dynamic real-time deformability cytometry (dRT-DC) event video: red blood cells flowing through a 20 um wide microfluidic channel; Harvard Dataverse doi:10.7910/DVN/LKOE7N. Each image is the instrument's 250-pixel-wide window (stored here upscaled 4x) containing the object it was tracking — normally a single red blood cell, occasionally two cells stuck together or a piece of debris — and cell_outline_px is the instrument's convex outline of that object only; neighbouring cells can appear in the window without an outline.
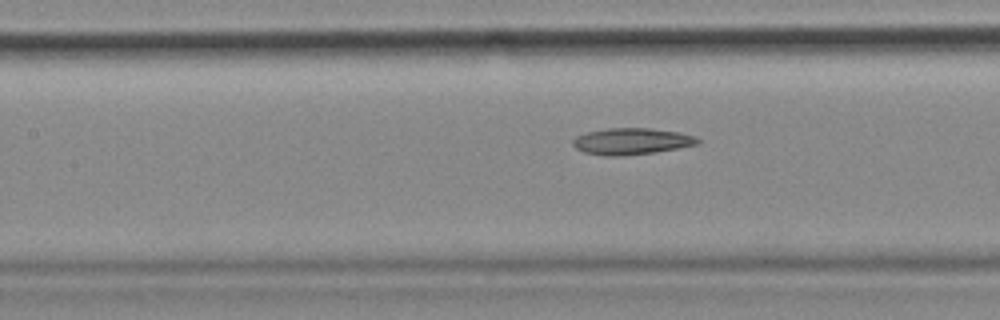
{"species": "common noctule bat (a hibernating species)", "species_latin": "Nyctalus noctula", "temperature_condition": "cold", "stored_images_in_passage": 40, "camera_frame_rate_fps": 3000, "um_per_image_px": 0.085, "animal": {"sex": "female", "body_mass_g": 18.4}, "frame": {"image": 1, "passage_image": 12, "time_ms": 3.667, "image_size_px": [1000, 320], "cell_outline_px": [[700, 144], [652, 152], [624, 156], [604, 156], [584, 152], [576, 148], [572, 144], [572, 140], [576, 136], [588, 132], [608, 128], [652, 128], [680, 132], [696, 136], [700, 140]], "centroid_in_image_um": [53.69, 12.0], "position_along_channel_um": 153.7, "area_um2": 19.31}}